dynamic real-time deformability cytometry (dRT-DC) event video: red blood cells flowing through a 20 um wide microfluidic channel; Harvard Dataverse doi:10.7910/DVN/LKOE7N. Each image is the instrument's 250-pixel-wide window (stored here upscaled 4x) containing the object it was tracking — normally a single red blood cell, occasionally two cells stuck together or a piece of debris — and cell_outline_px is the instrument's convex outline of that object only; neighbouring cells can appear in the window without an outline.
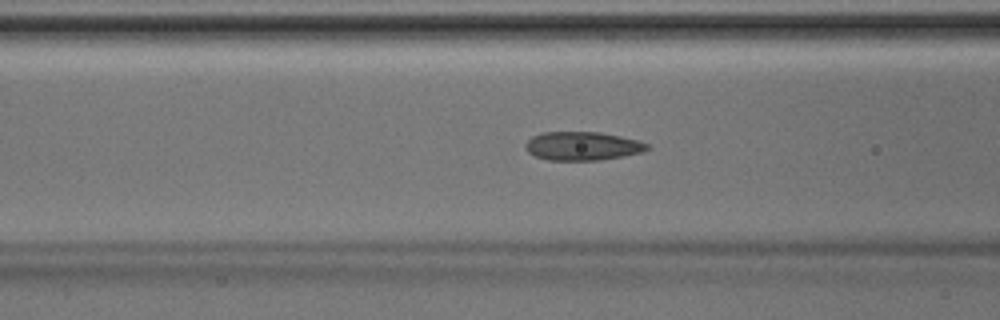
{"species": "Egyptian fruit bat (a non-hibernating species)", "species_latin": "Rousettus aegyptiacus", "temperature_condition": "room temperature", "stored_images_in_passage": 33, "camera_frame_rate_fps": 3000, "um_per_image_px": 0.085, "animal": {"sex": "male"}, "frame": {"image": 1, "passage_image": 5, "time_ms": 1.333, "image_size_px": [1000, 320], "cell_outline_px": [[652, 148], [644, 152], [600, 160], [548, 160], [536, 156], [528, 152], [524, 148], [524, 144], [532, 136], [540, 132], [600, 132], [640, 140], [648, 144]], "centroid_in_image_um": [49.53, 12.41], "position_along_channel_um": 117.1, "area_um2": 20.52}}
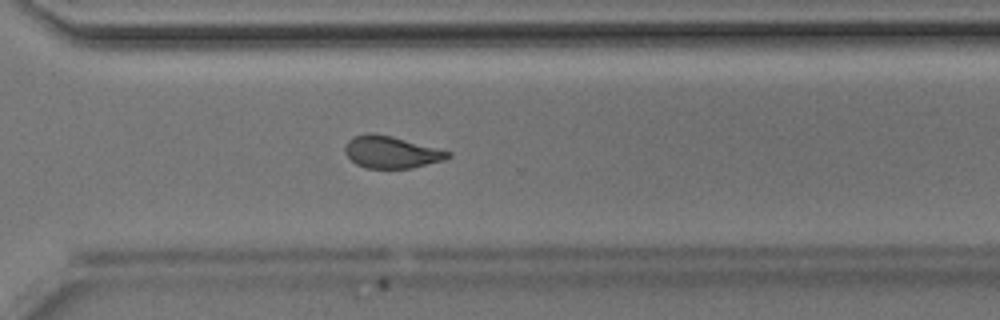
{"frame": {"image": 2, "passage_image": 20, "time_ms": 6.333, "image_size_px": [1000, 320], "cell_outline_px": [[452, 156], [444, 160], [412, 168], [364, 168], [356, 164], [344, 152], [344, 148], [348, 140], [352, 136], [368, 132], [372, 132], [392, 136], [452, 152]], "centroid_in_image_um": [33.24, 12.92], "position_along_channel_um": 337.4, "area_um2": 19.36}}
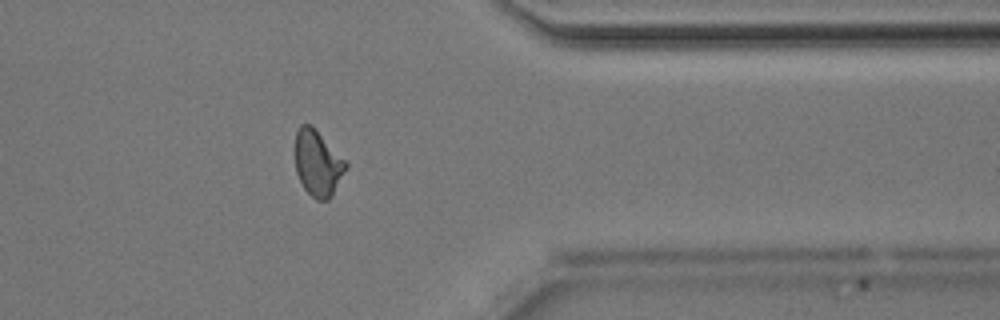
{"frame": {"image": 3, "passage_image": 24, "time_ms": 7.667, "image_size_px": [1000, 320], "cell_outline_px": [[348, 168], [332, 196], [328, 200], [316, 200], [304, 188], [296, 172], [292, 148], [296, 132], [300, 124], [312, 124], [348, 164]], "centroid_in_image_um": [26.97, 13.85], "position_along_channel_um": 384.4, "area_um2": 20.0}}